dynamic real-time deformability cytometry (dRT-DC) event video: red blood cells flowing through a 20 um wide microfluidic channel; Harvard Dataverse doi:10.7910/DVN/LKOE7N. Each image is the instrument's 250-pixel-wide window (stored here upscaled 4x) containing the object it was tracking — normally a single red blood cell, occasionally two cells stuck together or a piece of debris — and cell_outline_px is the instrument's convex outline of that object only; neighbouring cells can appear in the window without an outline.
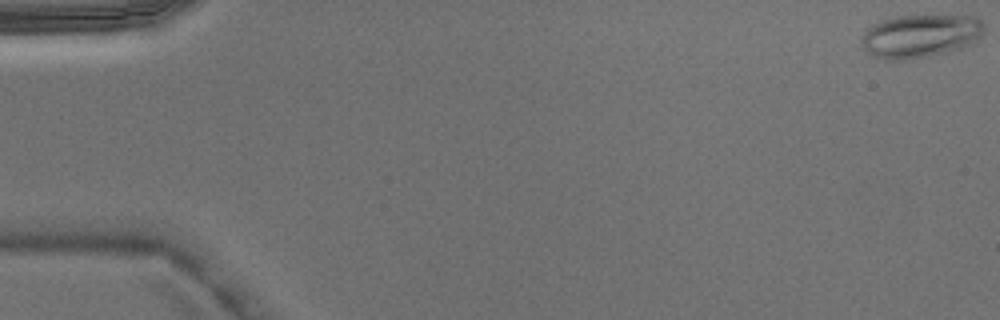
{"species": "Egyptian fruit bat (a non-hibernating species)", "species_latin": "Rousettus aegyptiacus", "temperature_condition": "warm", "stored_images_in_passage": 1, "camera_frame_rate_fps": 3000, "um_per_image_px": 0.085, "animal": {"sex": "male"}, "frame": {"image": 1, "passage_image": 1, "time_ms": 0.0, "image_size_px": [1000, 320], "cell_outline_px": [[984, 32], [972, 44], [960, 48], [928, 56], [904, 60], [888, 60], [872, 56], [864, 48], [860, 40], [864, 32], [872, 24], [896, 16], [976, 16], [984, 24]], "centroid_in_image_um": [78.22, 3.06], "position_along_channel_um": 6.8, "area_um2": 30.75}}